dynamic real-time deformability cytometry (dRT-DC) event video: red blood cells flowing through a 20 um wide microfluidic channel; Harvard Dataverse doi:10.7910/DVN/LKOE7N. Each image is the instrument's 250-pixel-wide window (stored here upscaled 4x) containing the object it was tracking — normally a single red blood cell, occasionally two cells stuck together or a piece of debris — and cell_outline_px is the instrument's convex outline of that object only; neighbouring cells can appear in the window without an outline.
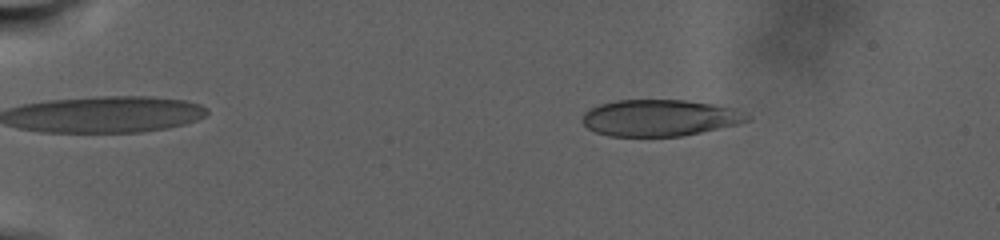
{"species": "human", "species_latin": "Homo sapiens", "temperature_condition": "warm", "stored_images_in_passage": 68, "camera_frame_rate_fps": 3000, "um_per_image_px": 0.085, "donor": {"sex": "male"}, "frame": {"image": 1, "passage_image": 26, "time_ms": 6.0, "image_size_px": [1000, 240], "cell_outline_px": [[752, 120], [740, 124], [680, 136], [608, 136], [596, 132], [588, 128], [580, 120], [584, 112], [600, 104], [616, 100], [684, 100], [716, 104], [736, 108], [752, 116]], "centroid_in_image_um": [56.13, 10.01], "position_along_channel_um": 28.9, "area_um2": 35.37}}
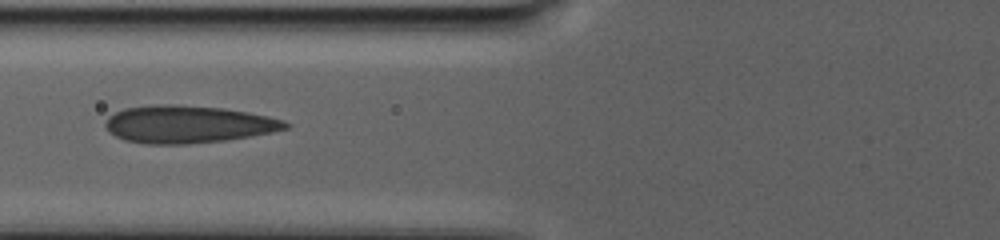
{"frame": {"image": 2, "passage_image": 56, "time_ms": 14.333, "image_size_px": [1000, 240], "cell_outline_px": [[292, 124], [288, 128], [272, 132], [224, 140], [188, 144], [148, 144], [124, 140], [108, 132], [104, 124], [104, 120], [108, 116], [124, 108], [160, 104], [176, 104], [224, 108], [248, 112], [268, 116], [284, 120]], "centroid_in_image_um": [15.96, 10.56], "position_along_channel_um": 109.8, "area_um2": 39.48}}
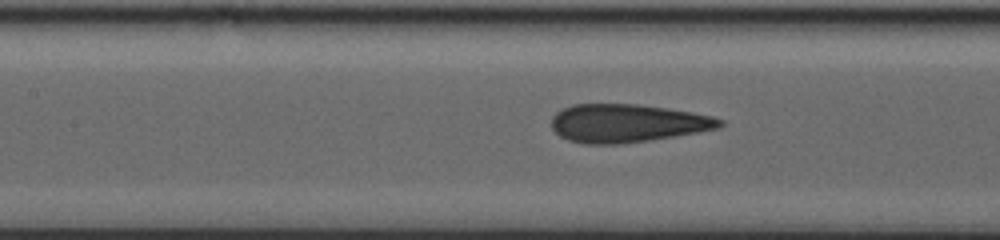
{"frame": {"image": 3, "passage_image": 61, "time_ms": 16.333, "image_size_px": [1000, 240], "cell_outline_px": [[724, 124], [720, 128], [700, 132], [676, 136], [620, 144], [584, 144], [568, 140], [560, 136], [552, 128], [552, 116], [556, 112], [572, 104], [640, 104], [668, 108], [692, 112], [712, 116], [724, 120]], "centroid_in_image_um": [53.34, 10.47], "position_along_channel_um": 154.1, "area_um2": 37.69}}